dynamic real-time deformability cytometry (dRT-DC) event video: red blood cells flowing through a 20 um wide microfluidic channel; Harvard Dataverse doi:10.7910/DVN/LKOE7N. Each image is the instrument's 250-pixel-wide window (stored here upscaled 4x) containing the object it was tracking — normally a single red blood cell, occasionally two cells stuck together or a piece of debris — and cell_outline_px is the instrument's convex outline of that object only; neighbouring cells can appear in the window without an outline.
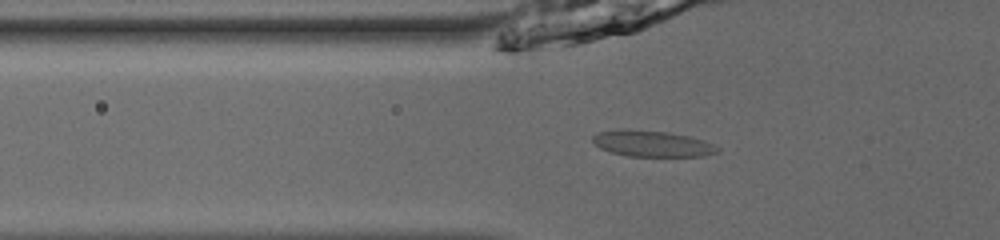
{"species": "common noctule bat (a hibernating species)", "species_latin": "Nyctalus noctula", "temperature_condition": "room temperature", "stored_images_in_passage": 31, "camera_frame_rate_fps": 3000, "um_per_image_px": 0.085, "animal": {"sex": "male", "body_mass_g": 13.0, "forearm_length_mm": 53.1}, "frame": {"image": 1, "passage_image": 2, "time_ms": 0.333, "image_size_px": [1000, 240], "cell_outline_px": [[720, 152], [704, 156], [628, 156], [612, 152], [600, 148], [592, 140], [592, 136], [596, 132], [620, 128], [628, 128], [668, 132], [688, 136], [704, 140], [720, 148]], "centroid_in_image_um": [55.41, 12.19], "position_along_channel_um": 70.4, "area_um2": 19.25}}
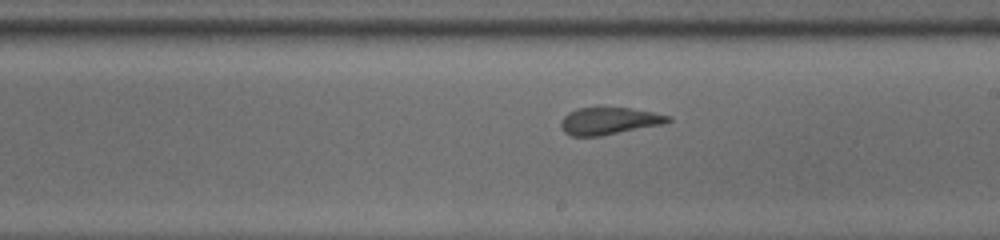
{"frame": {"image": 2, "passage_image": 15, "time_ms": 4.667, "image_size_px": [1000, 240], "cell_outline_px": [[672, 120], [664, 124], [600, 136], [572, 136], [564, 132], [560, 124], [560, 120], [568, 112], [576, 108], [628, 108], [652, 112], [672, 116]], "centroid_in_image_um": [51.76, 10.28], "position_along_channel_um": 237.2, "area_um2": 16.94}}
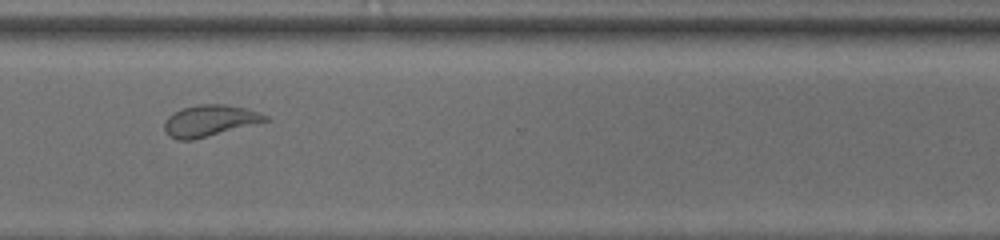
{"frame": {"image": 3, "passage_image": 24, "time_ms": 7.667, "image_size_px": [1000, 240], "cell_outline_px": [[268, 120], [208, 136], [192, 140], [176, 140], [168, 136], [164, 128], [164, 124], [168, 116], [184, 108], [200, 104], [224, 104], [244, 108], [260, 112], [268, 116]], "centroid_in_image_um": [17.79, 10.26], "position_along_channel_um": 352.8, "area_um2": 18.09}, "authors_computed_cell_mechanics": {"area_um2": 17.3978, "velocity_mm_per_s": 3.8591, "shape_relaxation_time_tau1_ms": 8.8115, "shape_relaxation_time_tau2_ms": null, "deformation_change_tau1": 0.2338, "deformation_change_tau2": null}}